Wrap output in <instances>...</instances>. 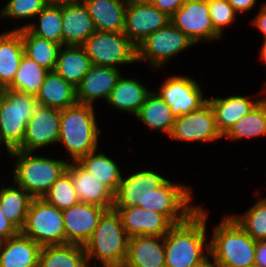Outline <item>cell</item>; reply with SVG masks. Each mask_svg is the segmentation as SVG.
Masks as SVG:
<instances>
[{"label": "cell", "mask_w": 266, "mask_h": 267, "mask_svg": "<svg viewBox=\"0 0 266 267\" xmlns=\"http://www.w3.org/2000/svg\"><path fill=\"white\" fill-rule=\"evenodd\" d=\"M19 233L20 231L5 217L0 207V244Z\"/></svg>", "instance_id": "b9f144b4"}, {"label": "cell", "mask_w": 266, "mask_h": 267, "mask_svg": "<svg viewBox=\"0 0 266 267\" xmlns=\"http://www.w3.org/2000/svg\"><path fill=\"white\" fill-rule=\"evenodd\" d=\"M94 106L79 104L60 110V133L62 144L72 162L99 149L101 131L96 120Z\"/></svg>", "instance_id": "3957f363"}, {"label": "cell", "mask_w": 266, "mask_h": 267, "mask_svg": "<svg viewBox=\"0 0 266 267\" xmlns=\"http://www.w3.org/2000/svg\"><path fill=\"white\" fill-rule=\"evenodd\" d=\"M128 241L119 213L114 208L106 210L84 245L89 266L98 267L100 263L102 267H123Z\"/></svg>", "instance_id": "7a4b0ae2"}, {"label": "cell", "mask_w": 266, "mask_h": 267, "mask_svg": "<svg viewBox=\"0 0 266 267\" xmlns=\"http://www.w3.org/2000/svg\"><path fill=\"white\" fill-rule=\"evenodd\" d=\"M59 133L60 110L38 105L27 123L23 143L17 150L36 152L58 144Z\"/></svg>", "instance_id": "9a60e30c"}, {"label": "cell", "mask_w": 266, "mask_h": 267, "mask_svg": "<svg viewBox=\"0 0 266 267\" xmlns=\"http://www.w3.org/2000/svg\"><path fill=\"white\" fill-rule=\"evenodd\" d=\"M38 267H89L84 246L78 244L42 246Z\"/></svg>", "instance_id": "4dcf8cb0"}, {"label": "cell", "mask_w": 266, "mask_h": 267, "mask_svg": "<svg viewBox=\"0 0 266 267\" xmlns=\"http://www.w3.org/2000/svg\"><path fill=\"white\" fill-rule=\"evenodd\" d=\"M186 0H150L160 11L167 13L170 17L184 4Z\"/></svg>", "instance_id": "7bdbcfd3"}, {"label": "cell", "mask_w": 266, "mask_h": 267, "mask_svg": "<svg viewBox=\"0 0 266 267\" xmlns=\"http://www.w3.org/2000/svg\"><path fill=\"white\" fill-rule=\"evenodd\" d=\"M191 186L166 180L147 198V210L165 215L174 225L184 222L200 205L192 204Z\"/></svg>", "instance_id": "30bf717a"}, {"label": "cell", "mask_w": 266, "mask_h": 267, "mask_svg": "<svg viewBox=\"0 0 266 267\" xmlns=\"http://www.w3.org/2000/svg\"><path fill=\"white\" fill-rule=\"evenodd\" d=\"M170 139L181 142H211L222 139L209 101L191 113L176 117Z\"/></svg>", "instance_id": "4fadbf2b"}, {"label": "cell", "mask_w": 266, "mask_h": 267, "mask_svg": "<svg viewBox=\"0 0 266 267\" xmlns=\"http://www.w3.org/2000/svg\"><path fill=\"white\" fill-rule=\"evenodd\" d=\"M121 75L120 68L92 64L76 87L77 102L92 106L100 98L106 102Z\"/></svg>", "instance_id": "d6986e66"}, {"label": "cell", "mask_w": 266, "mask_h": 267, "mask_svg": "<svg viewBox=\"0 0 266 267\" xmlns=\"http://www.w3.org/2000/svg\"><path fill=\"white\" fill-rule=\"evenodd\" d=\"M123 267H166L164 237L134 236Z\"/></svg>", "instance_id": "7402d4cb"}, {"label": "cell", "mask_w": 266, "mask_h": 267, "mask_svg": "<svg viewBox=\"0 0 266 267\" xmlns=\"http://www.w3.org/2000/svg\"><path fill=\"white\" fill-rule=\"evenodd\" d=\"M151 91L139 79L127 78L122 74L106 103L116 111H125L130 116L136 117Z\"/></svg>", "instance_id": "603a6c76"}, {"label": "cell", "mask_w": 266, "mask_h": 267, "mask_svg": "<svg viewBox=\"0 0 266 267\" xmlns=\"http://www.w3.org/2000/svg\"><path fill=\"white\" fill-rule=\"evenodd\" d=\"M212 258V261L210 260ZM192 267H218L214 261V258L211 254H209L205 259L195 264Z\"/></svg>", "instance_id": "7dc6e473"}, {"label": "cell", "mask_w": 266, "mask_h": 267, "mask_svg": "<svg viewBox=\"0 0 266 267\" xmlns=\"http://www.w3.org/2000/svg\"><path fill=\"white\" fill-rule=\"evenodd\" d=\"M48 72L24 54L15 78L7 89L36 96Z\"/></svg>", "instance_id": "8d00e7d4"}, {"label": "cell", "mask_w": 266, "mask_h": 267, "mask_svg": "<svg viewBox=\"0 0 266 267\" xmlns=\"http://www.w3.org/2000/svg\"><path fill=\"white\" fill-rule=\"evenodd\" d=\"M34 153L14 150L7 154L15 159L13 184L22 187L33 198H42L67 170L70 161Z\"/></svg>", "instance_id": "5b68a950"}, {"label": "cell", "mask_w": 266, "mask_h": 267, "mask_svg": "<svg viewBox=\"0 0 266 267\" xmlns=\"http://www.w3.org/2000/svg\"><path fill=\"white\" fill-rule=\"evenodd\" d=\"M42 199L60 210L70 208L77 204L79 199L73 187L71 174L66 170Z\"/></svg>", "instance_id": "f35d334b"}, {"label": "cell", "mask_w": 266, "mask_h": 267, "mask_svg": "<svg viewBox=\"0 0 266 267\" xmlns=\"http://www.w3.org/2000/svg\"><path fill=\"white\" fill-rule=\"evenodd\" d=\"M25 55L48 71H54L61 45L32 34L27 28L18 30Z\"/></svg>", "instance_id": "e575fe53"}, {"label": "cell", "mask_w": 266, "mask_h": 267, "mask_svg": "<svg viewBox=\"0 0 266 267\" xmlns=\"http://www.w3.org/2000/svg\"><path fill=\"white\" fill-rule=\"evenodd\" d=\"M37 106L33 95L3 90L0 94V149L5 148L9 153L22 145L27 123Z\"/></svg>", "instance_id": "8992f818"}, {"label": "cell", "mask_w": 266, "mask_h": 267, "mask_svg": "<svg viewBox=\"0 0 266 267\" xmlns=\"http://www.w3.org/2000/svg\"><path fill=\"white\" fill-rule=\"evenodd\" d=\"M113 208L119 213L129 238L134 236L164 237L174 226L165 215L140 206Z\"/></svg>", "instance_id": "ac0fdd59"}, {"label": "cell", "mask_w": 266, "mask_h": 267, "mask_svg": "<svg viewBox=\"0 0 266 267\" xmlns=\"http://www.w3.org/2000/svg\"><path fill=\"white\" fill-rule=\"evenodd\" d=\"M82 46L93 65L118 69L137 62V47L123 32L95 31Z\"/></svg>", "instance_id": "ba28073f"}, {"label": "cell", "mask_w": 266, "mask_h": 267, "mask_svg": "<svg viewBox=\"0 0 266 267\" xmlns=\"http://www.w3.org/2000/svg\"><path fill=\"white\" fill-rule=\"evenodd\" d=\"M260 50V55L259 58L261 59L260 61H262V63L264 62V64L266 65V40L263 41Z\"/></svg>", "instance_id": "681fc988"}, {"label": "cell", "mask_w": 266, "mask_h": 267, "mask_svg": "<svg viewBox=\"0 0 266 267\" xmlns=\"http://www.w3.org/2000/svg\"><path fill=\"white\" fill-rule=\"evenodd\" d=\"M128 2H141V1H150V0H127Z\"/></svg>", "instance_id": "f907efd6"}, {"label": "cell", "mask_w": 266, "mask_h": 267, "mask_svg": "<svg viewBox=\"0 0 266 267\" xmlns=\"http://www.w3.org/2000/svg\"><path fill=\"white\" fill-rule=\"evenodd\" d=\"M255 241L266 240V197L256 201L241 215L230 214Z\"/></svg>", "instance_id": "74e56055"}, {"label": "cell", "mask_w": 266, "mask_h": 267, "mask_svg": "<svg viewBox=\"0 0 266 267\" xmlns=\"http://www.w3.org/2000/svg\"><path fill=\"white\" fill-rule=\"evenodd\" d=\"M61 7L63 45H83L96 31L88 8L82 0Z\"/></svg>", "instance_id": "44dd1931"}, {"label": "cell", "mask_w": 266, "mask_h": 267, "mask_svg": "<svg viewBox=\"0 0 266 267\" xmlns=\"http://www.w3.org/2000/svg\"><path fill=\"white\" fill-rule=\"evenodd\" d=\"M195 43L171 22L150 34L137 46V62H148L152 70L161 69L179 53Z\"/></svg>", "instance_id": "9c48e42d"}, {"label": "cell", "mask_w": 266, "mask_h": 267, "mask_svg": "<svg viewBox=\"0 0 266 267\" xmlns=\"http://www.w3.org/2000/svg\"><path fill=\"white\" fill-rule=\"evenodd\" d=\"M237 13L244 14L257 4V0H228Z\"/></svg>", "instance_id": "f6af8a7d"}, {"label": "cell", "mask_w": 266, "mask_h": 267, "mask_svg": "<svg viewBox=\"0 0 266 267\" xmlns=\"http://www.w3.org/2000/svg\"><path fill=\"white\" fill-rule=\"evenodd\" d=\"M3 92V89L1 88V86H0V94Z\"/></svg>", "instance_id": "f5cc1de1"}, {"label": "cell", "mask_w": 266, "mask_h": 267, "mask_svg": "<svg viewBox=\"0 0 266 267\" xmlns=\"http://www.w3.org/2000/svg\"><path fill=\"white\" fill-rule=\"evenodd\" d=\"M107 209L91 203L78 202L62 210L65 228V244L84 246Z\"/></svg>", "instance_id": "e0dca14e"}, {"label": "cell", "mask_w": 266, "mask_h": 267, "mask_svg": "<svg viewBox=\"0 0 266 267\" xmlns=\"http://www.w3.org/2000/svg\"><path fill=\"white\" fill-rule=\"evenodd\" d=\"M254 27L258 28L259 32L264 35V41L266 40V2L262 4L257 15L251 20Z\"/></svg>", "instance_id": "ee69618b"}, {"label": "cell", "mask_w": 266, "mask_h": 267, "mask_svg": "<svg viewBox=\"0 0 266 267\" xmlns=\"http://www.w3.org/2000/svg\"><path fill=\"white\" fill-rule=\"evenodd\" d=\"M41 246L19 233L0 244V267H38Z\"/></svg>", "instance_id": "484cf974"}, {"label": "cell", "mask_w": 266, "mask_h": 267, "mask_svg": "<svg viewBox=\"0 0 266 267\" xmlns=\"http://www.w3.org/2000/svg\"><path fill=\"white\" fill-rule=\"evenodd\" d=\"M170 22V16L150 1L128 2L123 33L137 47L150 34Z\"/></svg>", "instance_id": "5bb4252c"}, {"label": "cell", "mask_w": 266, "mask_h": 267, "mask_svg": "<svg viewBox=\"0 0 266 267\" xmlns=\"http://www.w3.org/2000/svg\"><path fill=\"white\" fill-rule=\"evenodd\" d=\"M36 18L39 21L37 25L29 22L12 30L27 28L32 34L63 46L61 5H46Z\"/></svg>", "instance_id": "836d02e7"}, {"label": "cell", "mask_w": 266, "mask_h": 267, "mask_svg": "<svg viewBox=\"0 0 266 267\" xmlns=\"http://www.w3.org/2000/svg\"><path fill=\"white\" fill-rule=\"evenodd\" d=\"M136 119L151 130L164 132L169 137L176 118L169 105L155 91H151Z\"/></svg>", "instance_id": "f546056e"}, {"label": "cell", "mask_w": 266, "mask_h": 267, "mask_svg": "<svg viewBox=\"0 0 266 267\" xmlns=\"http://www.w3.org/2000/svg\"><path fill=\"white\" fill-rule=\"evenodd\" d=\"M47 5H65V4H72L77 3L81 0H45Z\"/></svg>", "instance_id": "c3c4849f"}, {"label": "cell", "mask_w": 266, "mask_h": 267, "mask_svg": "<svg viewBox=\"0 0 266 267\" xmlns=\"http://www.w3.org/2000/svg\"><path fill=\"white\" fill-rule=\"evenodd\" d=\"M249 96L231 94V96L220 98H208L216 120V126L222 137L230 130L234 123L249 113L262 99H249Z\"/></svg>", "instance_id": "cb8c5ba5"}, {"label": "cell", "mask_w": 266, "mask_h": 267, "mask_svg": "<svg viewBox=\"0 0 266 267\" xmlns=\"http://www.w3.org/2000/svg\"><path fill=\"white\" fill-rule=\"evenodd\" d=\"M67 171L72 176L73 187L80 202L96 204L112 209L114 192L93 174L87 172L77 161L69 162Z\"/></svg>", "instance_id": "ffe728a7"}, {"label": "cell", "mask_w": 266, "mask_h": 267, "mask_svg": "<svg viewBox=\"0 0 266 267\" xmlns=\"http://www.w3.org/2000/svg\"><path fill=\"white\" fill-rule=\"evenodd\" d=\"M38 105L62 110L76 105V87L56 71H49L35 96Z\"/></svg>", "instance_id": "4316f807"}, {"label": "cell", "mask_w": 266, "mask_h": 267, "mask_svg": "<svg viewBox=\"0 0 266 267\" xmlns=\"http://www.w3.org/2000/svg\"><path fill=\"white\" fill-rule=\"evenodd\" d=\"M123 175L114 193L113 207L140 206L147 208V198L153 189L160 187L167 179L153 169L139 170Z\"/></svg>", "instance_id": "2e32d148"}, {"label": "cell", "mask_w": 266, "mask_h": 267, "mask_svg": "<svg viewBox=\"0 0 266 267\" xmlns=\"http://www.w3.org/2000/svg\"><path fill=\"white\" fill-rule=\"evenodd\" d=\"M170 19L195 45L220 39L213 27L207 0H186Z\"/></svg>", "instance_id": "7c38bea8"}, {"label": "cell", "mask_w": 266, "mask_h": 267, "mask_svg": "<svg viewBox=\"0 0 266 267\" xmlns=\"http://www.w3.org/2000/svg\"><path fill=\"white\" fill-rule=\"evenodd\" d=\"M248 267H260V266H258V265H251V266H248Z\"/></svg>", "instance_id": "816d5d0a"}, {"label": "cell", "mask_w": 266, "mask_h": 267, "mask_svg": "<svg viewBox=\"0 0 266 267\" xmlns=\"http://www.w3.org/2000/svg\"><path fill=\"white\" fill-rule=\"evenodd\" d=\"M33 197L22 187H0V207L5 217L21 231Z\"/></svg>", "instance_id": "d6a6232c"}, {"label": "cell", "mask_w": 266, "mask_h": 267, "mask_svg": "<svg viewBox=\"0 0 266 267\" xmlns=\"http://www.w3.org/2000/svg\"><path fill=\"white\" fill-rule=\"evenodd\" d=\"M255 265L266 267V240L257 241Z\"/></svg>", "instance_id": "bcb514c9"}, {"label": "cell", "mask_w": 266, "mask_h": 267, "mask_svg": "<svg viewBox=\"0 0 266 267\" xmlns=\"http://www.w3.org/2000/svg\"><path fill=\"white\" fill-rule=\"evenodd\" d=\"M207 219L208 211L200 205L164 236L166 267H192L210 254Z\"/></svg>", "instance_id": "6da1fadb"}, {"label": "cell", "mask_w": 266, "mask_h": 267, "mask_svg": "<svg viewBox=\"0 0 266 267\" xmlns=\"http://www.w3.org/2000/svg\"><path fill=\"white\" fill-rule=\"evenodd\" d=\"M266 136V97L240 118L222 137L231 141Z\"/></svg>", "instance_id": "d590c367"}, {"label": "cell", "mask_w": 266, "mask_h": 267, "mask_svg": "<svg viewBox=\"0 0 266 267\" xmlns=\"http://www.w3.org/2000/svg\"><path fill=\"white\" fill-rule=\"evenodd\" d=\"M210 254L218 267H248L255 264L257 241L231 215L214 227Z\"/></svg>", "instance_id": "277c9868"}, {"label": "cell", "mask_w": 266, "mask_h": 267, "mask_svg": "<svg viewBox=\"0 0 266 267\" xmlns=\"http://www.w3.org/2000/svg\"><path fill=\"white\" fill-rule=\"evenodd\" d=\"M24 54V45L18 30L0 34V86L3 90L12 84Z\"/></svg>", "instance_id": "83f0119b"}, {"label": "cell", "mask_w": 266, "mask_h": 267, "mask_svg": "<svg viewBox=\"0 0 266 267\" xmlns=\"http://www.w3.org/2000/svg\"><path fill=\"white\" fill-rule=\"evenodd\" d=\"M47 5L45 0H9L0 10V17L6 19L29 20ZM3 17V18H2Z\"/></svg>", "instance_id": "ab89813d"}, {"label": "cell", "mask_w": 266, "mask_h": 267, "mask_svg": "<svg viewBox=\"0 0 266 267\" xmlns=\"http://www.w3.org/2000/svg\"><path fill=\"white\" fill-rule=\"evenodd\" d=\"M154 91L169 105L175 118L191 113L208 101L200 83L189 76L168 77L159 90Z\"/></svg>", "instance_id": "8fae6325"}, {"label": "cell", "mask_w": 266, "mask_h": 267, "mask_svg": "<svg viewBox=\"0 0 266 267\" xmlns=\"http://www.w3.org/2000/svg\"><path fill=\"white\" fill-rule=\"evenodd\" d=\"M20 233L41 247L65 244L62 210L42 198H33Z\"/></svg>", "instance_id": "52a82bcc"}, {"label": "cell", "mask_w": 266, "mask_h": 267, "mask_svg": "<svg viewBox=\"0 0 266 267\" xmlns=\"http://www.w3.org/2000/svg\"><path fill=\"white\" fill-rule=\"evenodd\" d=\"M209 15L216 33L223 37L224 28L232 25L238 13L234 10L228 0H207Z\"/></svg>", "instance_id": "60d3db41"}, {"label": "cell", "mask_w": 266, "mask_h": 267, "mask_svg": "<svg viewBox=\"0 0 266 267\" xmlns=\"http://www.w3.org/2000/svg\"><path fill=\"white\" fill-rule=\"evenodd\" d=\"M88 8L96 31L123 32L127 0H82Z\"/></svg>", "instance_id": "d4e9b609"}, {"label": "cell", "mask_w": 266, "mask_h": 267, "mask_svg": "<svg viewBox=\"0 0 266 267\" xmlns=\"http://www.w3.org/2000/svg\"><path fill=\"white\" fill-rule=\"evenodd\" d=\"M97 150L81 157L77 162L115 193L123 177L121 166H118L116 161L108 157L104 152H98Z\"/></svg>", "instance_id": "1f68e13d"}, {"label": "cell", "mask_w": 266, "mask_h": 267, "mask_svg": "<svg viewBox=\"0 0 266 267\" xmlns=\"http://www.w3.org/2000/svg\"><path fill=\"white\" fill-rule=\"evenodd\" d=\"M92 63L82 45H63L54 71L68 83L77 87Z\"/></svg>", "instance_id": "f1b7e54d"}]
</instances>
